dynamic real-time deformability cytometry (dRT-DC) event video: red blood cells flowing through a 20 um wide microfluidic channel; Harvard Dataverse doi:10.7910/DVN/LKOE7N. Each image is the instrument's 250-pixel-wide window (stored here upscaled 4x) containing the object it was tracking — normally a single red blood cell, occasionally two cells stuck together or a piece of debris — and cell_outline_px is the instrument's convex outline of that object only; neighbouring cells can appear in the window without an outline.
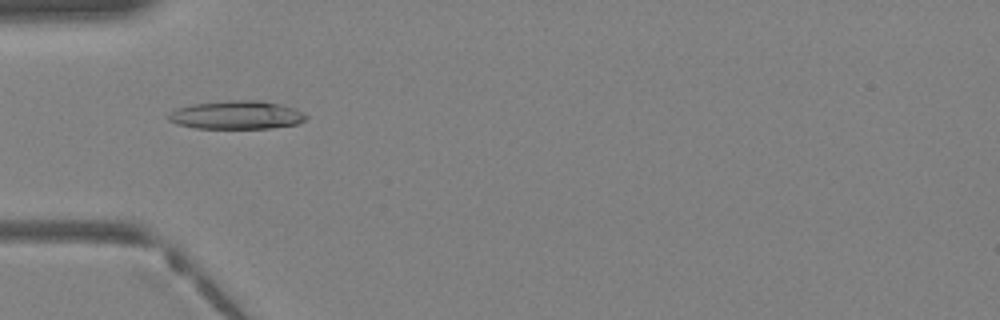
{"species": "Egyptian fruit bat (a non-hibernating species)", "species_latin": "Rousettus aegyptiacus", "temperature_condition": "warm", "stored_images_in_passage": 41, "camera_frame_rate_fps": 3000, "um_per_image_px": 0.085, "animal": {"sex": "female"}, "frame": {"image": 1, "passage_image": 14, "time_ms": 4.333, "image_size_px": [1000, 320], "cell_outline_px": [[308, 116], [304, 120], [296, 124], [268, 128], [196, 128], [176, 124], [168, 120], [168, 116], [176, 108], [192, 104], [228, 100], [260, 100], [280, 104], [304, 112]], "centroid_in_image_um": [20.1, 9.77], "position_along_channel_um": 64.9, "area_um2": 22.66}}
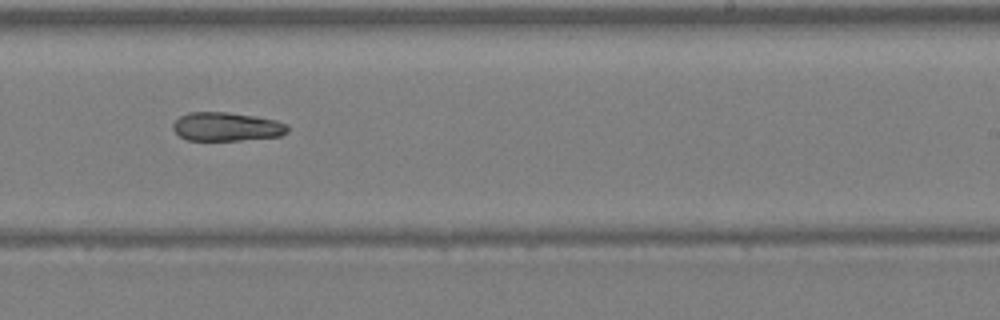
{"frame": {"image": 2, "passage_image": 26, "time_ms": 8.333, "image_size_px": [1000, 320], "cell_outline_px": [[288, 132], [280, 136], [240, 140], [188, 140], [180, 136], [172, 128], [172, 124], [180, 116], [188, 112], [224, 112], [256, 116], [276, 120], [288, 124]], "centroid_in_image_um": [19.27, 10.76], "position_along_channel_um": 269.7, "area_um2": 19.19}}
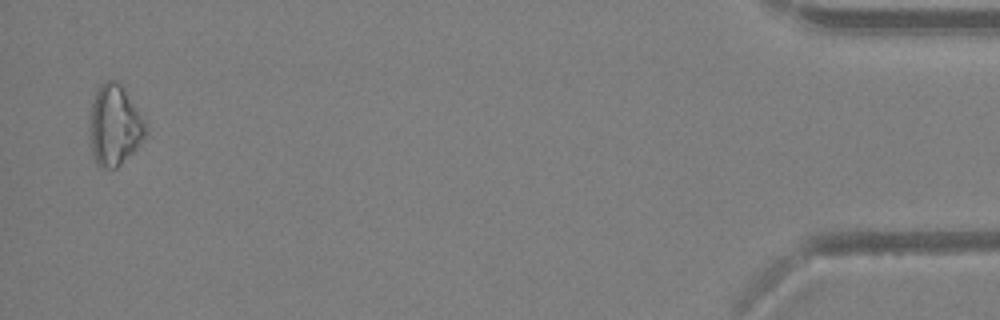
{"frame": {"image": 3, "passage_image": 40, "time_ms": 13.0, "image_size_px": [1000, 320], "cell_outline_px": [[148, 132], [136, 148], [116, 168], [100, 168], [96, 164], [92, 152], [92, 100], [100, 84], [104, 80], [116, 80], [124, 88], [144, 120]], "centroid_in_image_um": [9.76, 10.64], "position_along_channel_um": 425.4, "area_um2": 25.61}}